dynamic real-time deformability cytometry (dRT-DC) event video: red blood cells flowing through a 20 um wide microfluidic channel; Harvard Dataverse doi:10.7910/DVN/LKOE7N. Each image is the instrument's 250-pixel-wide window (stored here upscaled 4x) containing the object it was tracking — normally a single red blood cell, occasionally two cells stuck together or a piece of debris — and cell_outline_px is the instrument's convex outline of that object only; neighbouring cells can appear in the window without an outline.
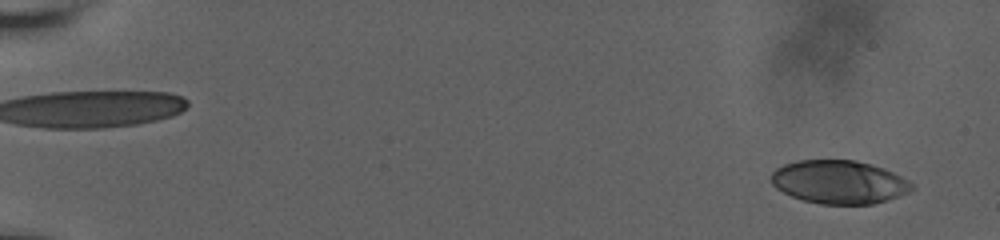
{"species": "human", "species_latin": "Homo sapiens", "temperature_condition": "room temperature", "stored_images_in_passage": 37, "camera_frame_rate_fps": 3000, "um_per_image_px": 0.085, "donor": {"sex": "male"}, "frame": {"image": 1, "passage_image": 3, "time_ms": 0.667, "image_size_px": [1000, 240], "cell_outline_px": [[916, 184], [908, 192], [888, 200], [872, 204], [820, 204], [804, 200], [792, 196], [776, 188], [772, 184], [772, 172], [776, 168], [784, 164], [796, 160], [856, 160], [872, 164], [884, 168]], "centroid_in_image_um": [71.33, 15.46], "position_along_channel_um": 13.7, "area_um2": 35.55}}
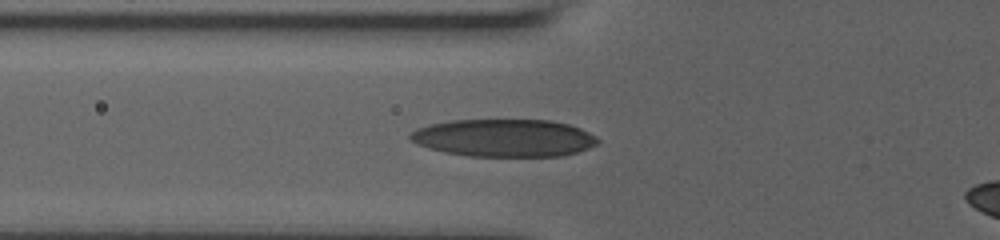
{"frame": {"image": 2, "passage_image": 22, "time_ms": 7.667, "image_size_px": [1000, 240], "cell_outline_px": [[600, 140], [596, 144], [588, 148], [564, 156], [468, 156], [444, 152], [428, 148], [416, 144], [408, 136], [416, 128], [428, 124], [452, 120], [552, 120], [568, 124], [580, 128], [596, 136]], "centroid_in_image_um": [42.83, 11.72], "position_along_channel_um": 83.0, "area_um2": 41.21}}
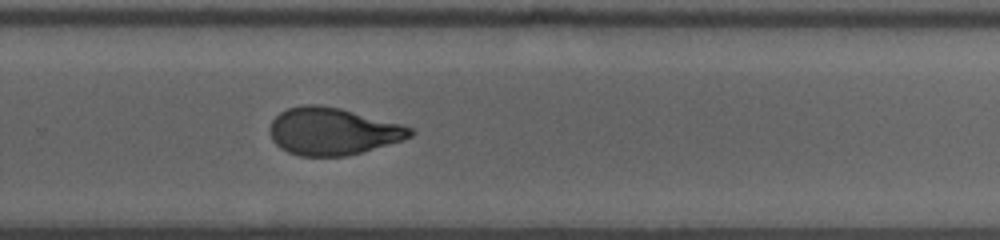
{"frame": {"image": 3, "passage_image": 37, "time_ms": 13.667, "image_size_px": [1000, 240], "cell_outline_px": [[416, 132], [412, 136], [404, 140], [360, 152], [344, 156], [300, 156], [288, 152], [280, 148], [272, 140], [268, 132], [268, 128], [272, 120], [280, 112], [288, 108], [304, 104], [320, 104], [340, 108], [404, 124], [416, 128]], "centroid_in_image_um": [28.3, 11.15], "position_along_channel_um": 301.5, "area_um2": 39.13}}